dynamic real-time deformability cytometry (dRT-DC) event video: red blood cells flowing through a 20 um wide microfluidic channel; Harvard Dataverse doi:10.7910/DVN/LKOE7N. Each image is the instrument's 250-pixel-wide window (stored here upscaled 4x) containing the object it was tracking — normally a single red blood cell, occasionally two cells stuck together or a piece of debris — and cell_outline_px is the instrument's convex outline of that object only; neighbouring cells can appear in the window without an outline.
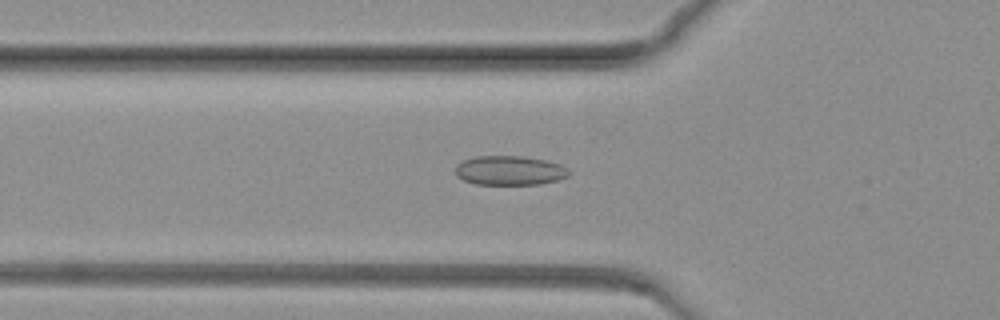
{"species": "common noctule bat (a hibernating species)", "species_latin": "Nyctalus noctula", "temperature_condition": "warm", "stored_images_in_passage": 14, "camera_frame_rate_fps": 3000, "um_per_image_px": 0.085, "animal": {"sex": "female", "body_mass_g": 19.3, "forearm_length_mm": 54.1}, "frame": {"image": 1, "passage_image": 10, "time_ms": 3.0, "image_size_px": [1000, 320], "cell_outline_px": [[572, 172], [568, 176], [556, 180], [540, 184], [476, 184], [464, 180], [456, 176], [456, 164], [464, 160], [476, 156], [524, 156], [548, 160], [560, 164], [568, 168]], "centroid_in_image_um": [43.35, 14.48], "position_along_channel_um": 82.5, "area_um2": 19.54}}
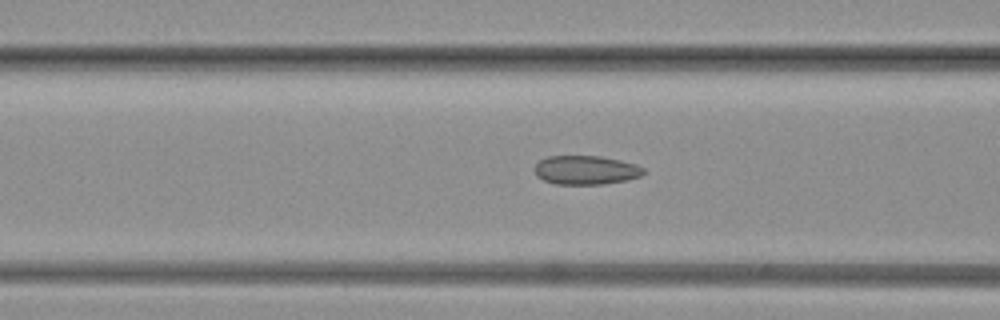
{"frame": {"image": 2, "passage_image": 14, "time_ms": 4.333, "image_size_px": [1000, 320], "cell_outline_px": [[644, 172], [640, 176], [628, 180], [600, 184], [556, 184], [544, 180], [536, 176], [536, 164], [540, 160], [548, 156], [600, 156], [620, 160], [636, 164], [644, 168]], "centroid_in_image_um": [49.81, 14.45], "position_along_channel_um": 116.8, "area_um2": 18.26}}